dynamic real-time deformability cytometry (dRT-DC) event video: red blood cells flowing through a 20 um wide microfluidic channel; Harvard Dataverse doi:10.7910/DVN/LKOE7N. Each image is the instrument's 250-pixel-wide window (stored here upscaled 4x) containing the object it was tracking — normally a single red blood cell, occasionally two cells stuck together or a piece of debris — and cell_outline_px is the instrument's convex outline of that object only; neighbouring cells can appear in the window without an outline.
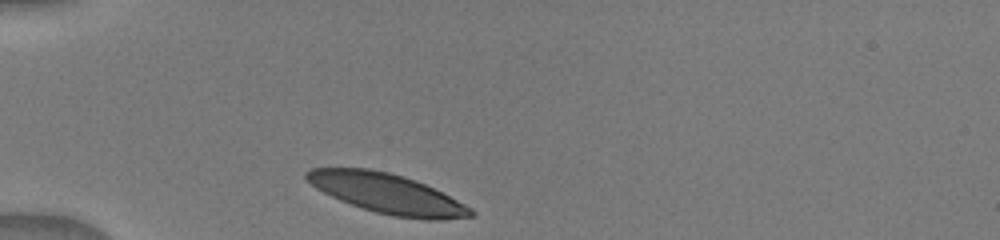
{"species": "human", "species_latin": "Homo sapiens", "temperature_condition": "warm", "stored_images_in_passage": 2, "camera_frame_rate_fps": 3000, "um_per_image_px": 0.085, "donor": {"sex": "male"}, "frame": {"image": 1, "passage_image": 1, "time_ms": 0.0, "image_size_px": [1000, 240], "cell_outline_px": [[476, 216], [440, 220], [428, 220], [392, 216], [376, 212], [340, 200], [316, 188], [304, 176], [304, 172], [312, 168], [368, 168], [388, 172], [404, 176], [416, 180], [472, 208], [476, 212]], "centroid_in_image_um": [32.92, 16.45], "position_along_channel_um": 52.1, "area_um2": 37.74}}